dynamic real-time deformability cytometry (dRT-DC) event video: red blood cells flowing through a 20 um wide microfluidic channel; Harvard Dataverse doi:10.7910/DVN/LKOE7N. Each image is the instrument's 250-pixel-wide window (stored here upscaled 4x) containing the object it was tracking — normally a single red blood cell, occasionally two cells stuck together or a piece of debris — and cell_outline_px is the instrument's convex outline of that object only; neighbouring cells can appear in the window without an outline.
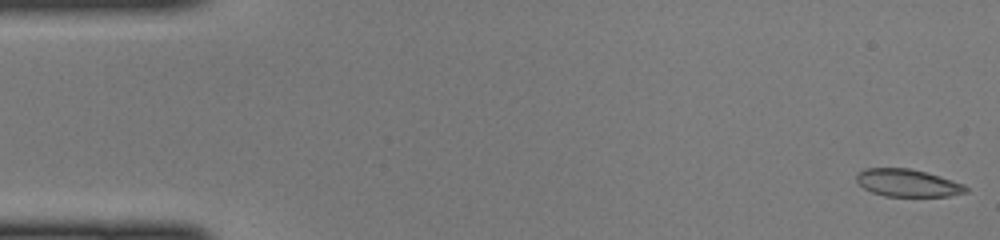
{"species": "common noctule bat (a hibernating species)", "species_latin": "Nyctalus noctula", "temperature_condition": "cold", "stored_images_in_passage": 47, "camera_frame_rate_fps": 3000, "um_per_image_px": 0.085, "animal": {"sex": "female", "body_mass_g": 22.0, "forearm_length_mm": 56.7}, "frame": {"image": 1, "passage_image": 1, "time_ms": 0.0, "image_size_px": [1000, 240], "cell_outline_px": [[968, 192], [948, 196], [884, 196], [872, 192], [864, 188], [856, 180], [856, 176], [864, 168], [908, 168], [940, 176], [964, 184], [968, 188]], "centroid_in_image_um": [77.16, 15.55], "position_along_channel_um": 7.8, "area_um2": 17.4}}
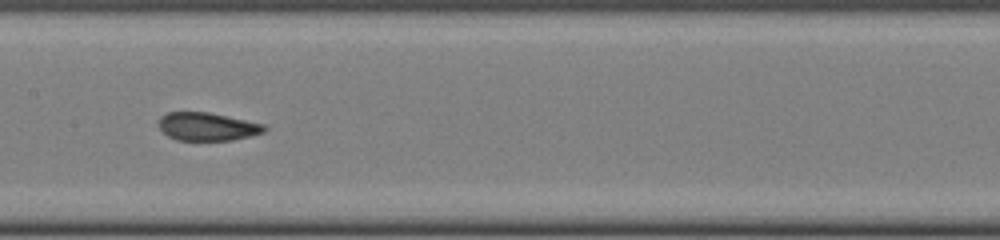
{"frame": {"image": 2, "passage_image": 23, "time_ms": 7.333, "image_size_px": [1000, 240], "cell_outline_px": [[268, 128], [264, 132], [232, 140], [176, 140], [168, 136], [160, 128], [160, 116], [168, 112], [208, 112], [264, 124]], "centroid_in_image_um": [17.62, 10.76], "position_along_channel_um": 189.8, "area_um2": 17.11}}
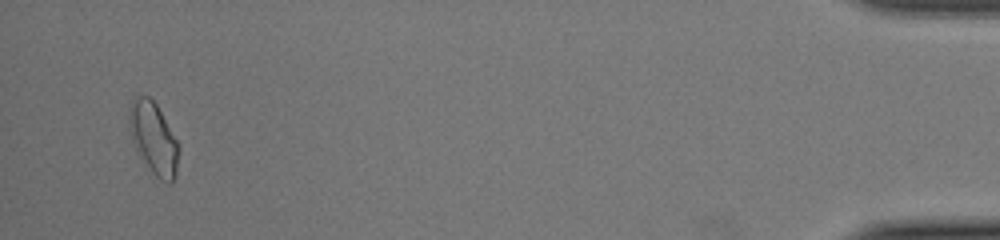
{"frame": {"image": 3, "passage_image": 45, "time_ms": 14.667, "image_size_px": [1000, 240], "cell_outline_px": [[180, 148], [176, 176], [172, 184], [168, 184], [160, 180], [152, 172], [136, 152], [132, 140], [128, 120], [132, 100], [136, 96], [148, 96], [156, 104], [180, 144]], "centroid_in_image_um": [13.08, 11.81], "position_along_channel_um": 422.1, "area_um2": 20.98}}